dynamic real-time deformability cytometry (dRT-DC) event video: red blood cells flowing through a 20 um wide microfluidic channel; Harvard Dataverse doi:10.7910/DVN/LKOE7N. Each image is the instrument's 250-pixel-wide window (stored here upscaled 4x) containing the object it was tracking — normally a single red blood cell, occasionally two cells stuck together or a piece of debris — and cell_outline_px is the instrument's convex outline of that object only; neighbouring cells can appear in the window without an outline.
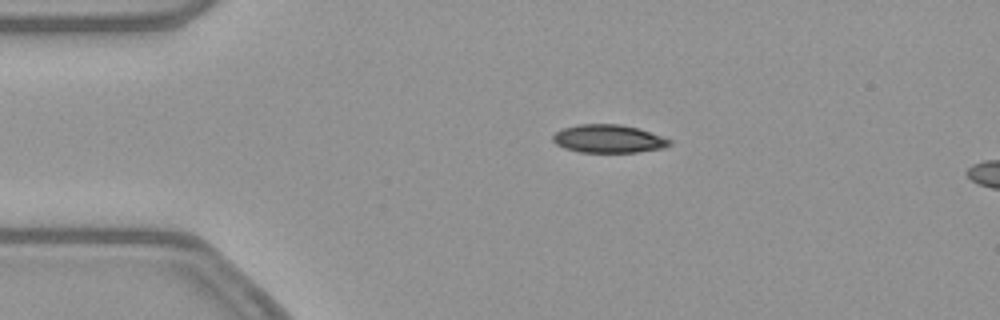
{"species": "common noctule bat (a hibernating species)", "species_latin": "Nyctalus noctula", "temperature_condition": "warm", "stored_images_in_passage": 12, "camera_frame_rate_fps": 3000, "um_per_image_px": 0.085, "animal": {"sex": "female", "body_mass_g": 21.9}, "frame": {"image": 1, "passage_image": 7, "time_ms": 2.0, "image_size_px": [1000, 320], "cell_outline_px": [[672, 144], [664, 148], [636, 152], [580, 152], [564, 148], [556, 144], [552, 140], [552, 136], [556, 132], [564, 128], [580, 124], [620, 124], [640, 128], [672, 140]], "centroid_in_image_um": [51.74, 11.79], "position_along_channel_um": 33.3, "area_um2": 19.19}}